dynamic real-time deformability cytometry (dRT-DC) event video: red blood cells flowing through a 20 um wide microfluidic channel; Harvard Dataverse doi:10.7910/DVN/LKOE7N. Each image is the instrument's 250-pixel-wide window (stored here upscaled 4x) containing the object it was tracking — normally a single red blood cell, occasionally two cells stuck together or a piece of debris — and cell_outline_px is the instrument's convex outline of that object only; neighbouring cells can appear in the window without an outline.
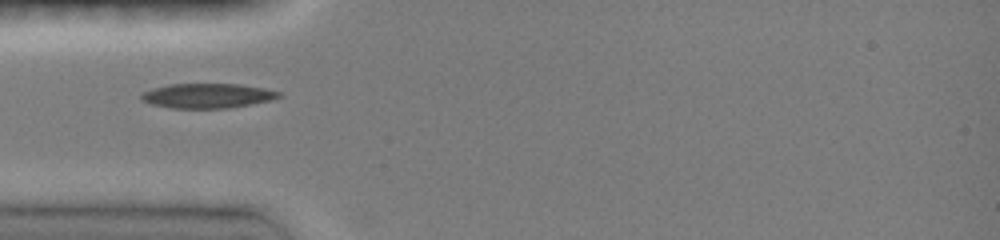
{"species": "common noctule bat (a hibernating species)", "species_latin": "Nyctalus noctula", "temperature_condition": "room temperature", "stored_images_in_passage": 13, "camera_frame_rate_fps": 3000, "um_per_image_px": 0.085, "animal": {"sex": "female", "body_mass_g": 19.0, "forearm_length_mm": 51.5}, "frame": {"image": 1, "passage_image": 1, "time_ms": 0.0, "image_size_px": [1000, 240], "cell_outline_px": [[280, 96], [272, 100], [228, 108], [172, 108], [152, 104], [140, 100], [140, 92], [152, 88], [168, 84], [236, 84], [264, 88], [280, 92]], "centroid_in_image_um": [17.57, 8.13], "position_along_channel_um": 67.4, "area_um2": 19.77}}
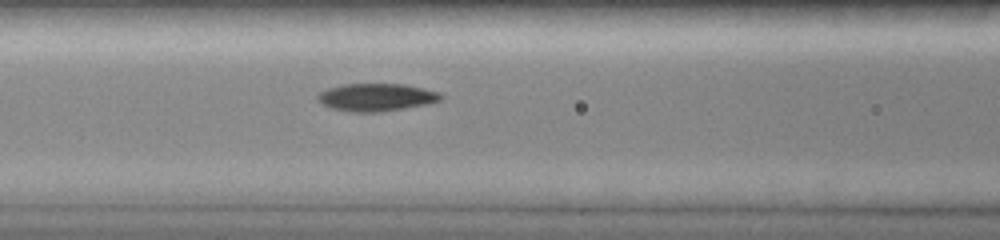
{"frame": {"image": 2, "passage_image": 7, "time_ms": 1.667, "image_size_px": [1000, 240], "cell_outline_px": [[444, 96], [440, 100], [428, 104], [380, 112], [352, 112], [332, 108], [316, 100], [316, 96], [320, 92], [328, 88], [344, 84], [404, 84], [440, 92]], "centroid_in_image_um": [31.99, 8.26], "position_along_channel_um": 134.6, "area_um2": 19.83}}